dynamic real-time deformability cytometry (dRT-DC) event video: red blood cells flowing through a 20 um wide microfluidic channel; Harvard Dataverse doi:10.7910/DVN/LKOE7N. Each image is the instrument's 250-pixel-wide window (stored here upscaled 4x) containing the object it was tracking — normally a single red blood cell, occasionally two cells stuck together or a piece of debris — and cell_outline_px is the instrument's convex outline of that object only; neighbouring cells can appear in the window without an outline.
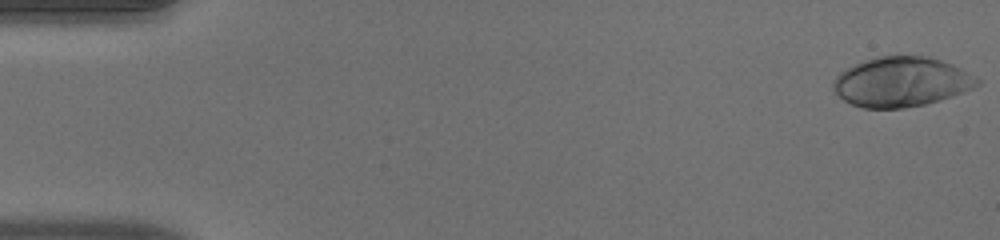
{"species": "human", "species_latin": "Homo sapiens", "temperature_condition": "warm", "stored_images_in_passage": 51, "camera_frame_rate_fps": 3000, "um_per_image_px": 0.085, "donor": {"sex": "male"}, "frame": {"image": 1, "passage_image": 1, "time_ms": 0.0, "image_size_px": [1000, 240], "cell_outline_px": [[980, 84], [972, 88], [940, 100], [924, 104], [904, 108], [864, 108], [852, 104], [844, 100], [832, 88], [832, 80], [840, 72], [864, 60], [876, 56], [924, 56], [940, 60], [952, 64], [976, 76], [980, 80]], "centroid_in_image_um": [76.6, 6.96], "position_along_channel_um": 8.4, "area_um2": 41.5}}
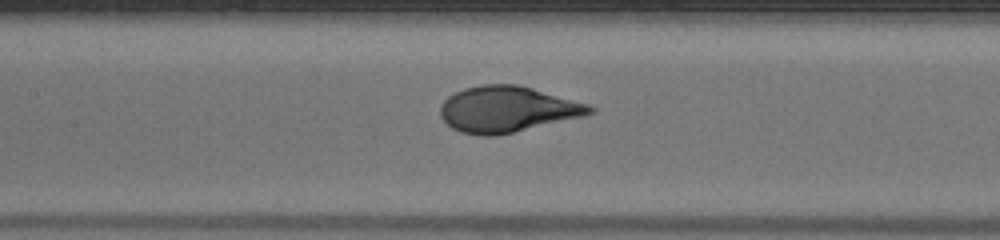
{"frame": {"image": 2, "passage_image": 24, "time_ms": 7.667, "image_size_px": [1000, 240], "cell_outline_px": [[596, 112], [584, 116], [512, 132], [492, 136], [484, 136], [460, 132], [452, 128], [440, 116], [440, 104], [448, 96], [464, 88], [480, 84], [516, 84], [532, 88], [588, 104], [596, 108]], "centroid_in_image_um": [43.1, 9.28], "position_along_channel_um": 164.3, "area_um2": 39.82}}
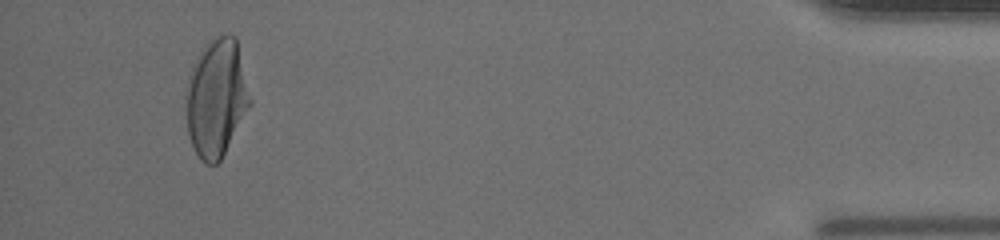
{"frame": {"image": 3, "passage_image": 48, "time_ms": 15.667, "image_size_px": [1000, 240], "cell_outline_px": [[252, 104], [220, 160], [216, 164], [204, 164], [200, 160], [192, 144], [188, 132], [184, 96], [188, 76], [196, 56], [204, 44], [212, 36], [236, 36], [252, 100]], "centroid_in_image_um": [18.38, 8.3], "position_along_channel_um": 416.8, "area_um2": 44.56}, "authors_computed_cell_mechanics": {"area_um2": 40.6334, "velocity_mm_per_s": 4.0126, "shape_relaxation_time_tau1_ms": 3.941, "shape_relaxation_time_tau2_ms": null, "deformation_change_tau1": 0.2309, "deformation_change_tau2": null}}